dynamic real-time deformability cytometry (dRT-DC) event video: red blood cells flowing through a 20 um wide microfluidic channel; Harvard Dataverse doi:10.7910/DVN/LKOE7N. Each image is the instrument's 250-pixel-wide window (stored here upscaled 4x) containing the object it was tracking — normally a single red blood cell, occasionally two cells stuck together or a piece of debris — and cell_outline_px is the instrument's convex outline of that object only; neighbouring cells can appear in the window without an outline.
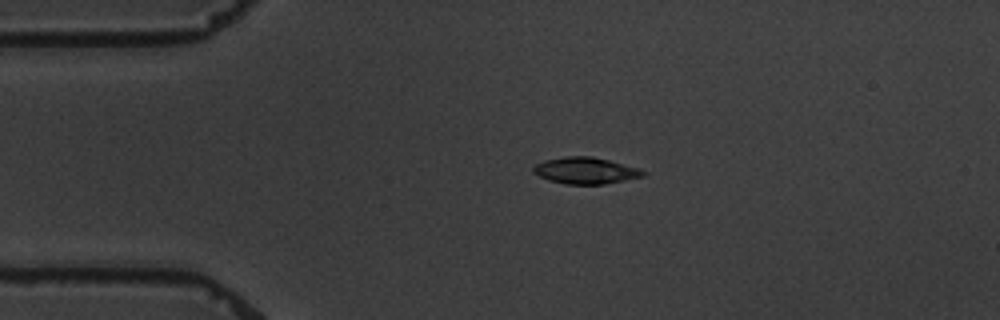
{"species": "common noctule bat (a hibernating species)", "species_latin": "Nyctalus noctula", "temperature_condition": "warm", "stored_images_in_passage": 2, "camera_frame_rate_fps": 3000, "um_per_image_px": 0.085, "animal": {"sex": "male", "body_mass_g": 19.5, "forearm_length_mm": 54.6}, "frame": {"image": 1, "passage_image": 1, "time_ms": 0.0, "image_size_px": [1000, 320], "cell_outline_px": [[648, 172], [644, 176], [604, 184], [564, 184], [548, 180], [532, 172], [532, 168], [536, 164], [544, 160], [568, 156], [592, 156], [608, 160], [636, 168]], "centroid_in_image_um": [49.73, 14.5], "position_along_channel_um": 35.3, "area_um2": 16.82}}